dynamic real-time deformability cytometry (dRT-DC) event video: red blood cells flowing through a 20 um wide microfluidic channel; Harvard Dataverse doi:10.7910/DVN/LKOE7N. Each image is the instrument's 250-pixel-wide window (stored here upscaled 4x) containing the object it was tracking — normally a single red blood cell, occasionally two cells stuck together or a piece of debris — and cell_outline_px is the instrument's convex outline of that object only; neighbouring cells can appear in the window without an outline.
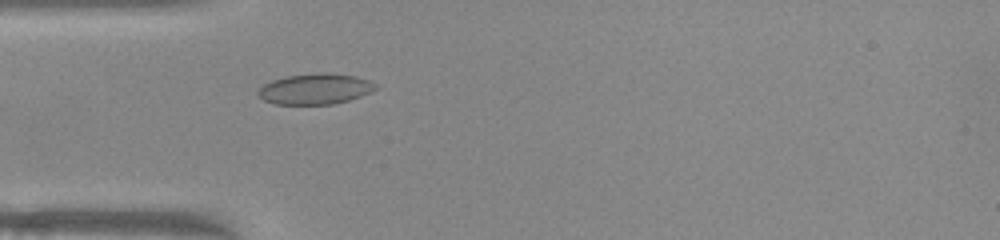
{"species": "common noctule bat (a hibernating species)", "species_latin": "Nyctalus noctula", "temperature_condition": "warm", "stored_images_in_passage": 43, "camera_frame_rate_fps": 3000, "um_per_image_px": 0.085, "animal": {"sex": "female", "body_mass_g": 22.0, "forearm_length_mm": 56.7}, "frame": {"image": 1, "passage_image": 7, "time_ms": 2.0, "image_size_px": [1000, 240], "cell_outline_px": [[376, 88], [372, 92], [348, 100], [332, 104], [276, 104], [264, 100], [256, 92], [264, 84], [272, 80], [284, 76], [324, 72], [328, 72], [356, 76], [368, 80], [376, 84]], "centroid_in_image_um": [26.79, 7.55], "position_along_channel_um": 58.2, "area_um2": 20.98}}
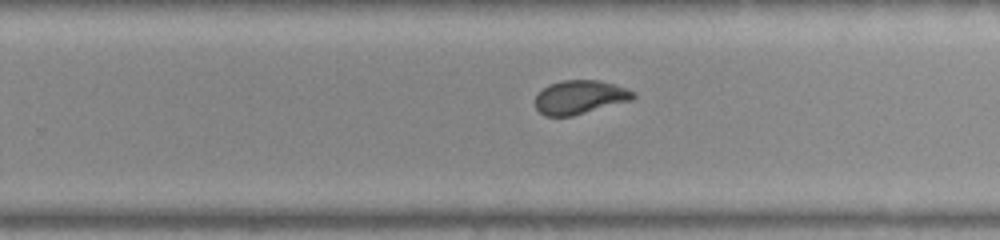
{"frame": {"image": 2, "passage_image": 24, "time_ms": 7.667, "image_size_px": [1000, 240], "cell_outline_px": [[636, 96], [632, 100], [572, 116], [544, 116], [536, 108], [536, 96], [548, 84], [560, 80], [600, 80], [636, 92]], "centroid_in_image_um": [49.29, 8.26], "position_along_channel_um": 280.5, "area_um2": 19.19}}
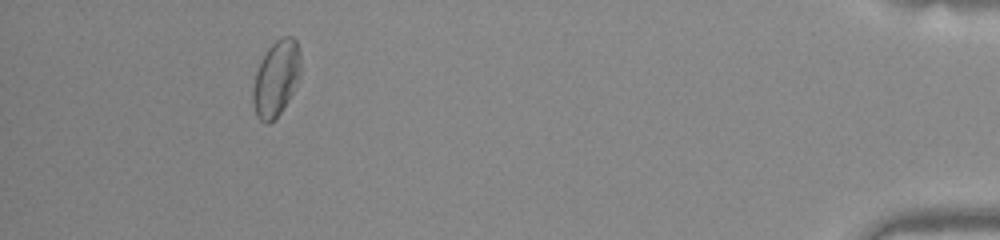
{"frame": {"image": 3, "passage_image": 39, "time_ms": 12.667, "image_size_px": [1000, 240], "cell_outline_px": [[300, 72], [292, 92], [288, 100], [276, 120], [268, 124], [264, 124], [256, 116], [252, 100], [252, 88], [256, 72], [268, 48], [280, 36], [292, 36], [296, 40], [300, 52]], "centroid_in_image_um": [23.46, 6.69], "position_along_channel_um": 411.7, "area_um2": 21.04}, "authors_computed_cell_mechanics": {"area_um2": 20.0566, "velocity_mm_per_s": 3.9617, "shape_relaxation_time_tau1_ms": null, "shape_relaxation_time_tau2_ms": 0.5904, "deformation_change_tau1": null, "deformation_change_tau2": 0.0607}}